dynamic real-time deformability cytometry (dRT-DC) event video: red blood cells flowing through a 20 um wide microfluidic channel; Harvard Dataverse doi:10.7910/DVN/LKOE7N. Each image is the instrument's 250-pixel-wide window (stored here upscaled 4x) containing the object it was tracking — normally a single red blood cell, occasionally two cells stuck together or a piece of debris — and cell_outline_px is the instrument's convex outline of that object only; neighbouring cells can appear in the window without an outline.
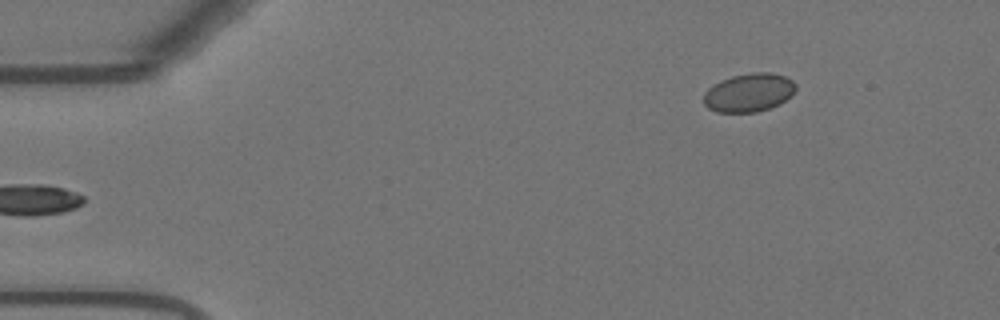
{"species": "Egyptian fruit bat (a non-hibernating species)", "species_latin": "Rousettus aegyptiacus", "temperature_condition": "warm", "stored_images_in_passage": 49, "camera_frame_rate_fps": 3000, "um_per_image_px": 0.085, "animal": {"sex": "female"}, "frame": {"image": 1, "passage_image": 1, "time_ms": 0.0, "image_size_px": [1000, 320], "cell_outline_px": [[796, 88], [780, 104], [756, 112], [716, 112], [708, 108], [704, 104], [704, 92], [708, 88], [720, 80], [732, 76], [752, 72], [772, 72], [784, 76], [792, 80], [796, 84]], "centroid_in_image_um": [63.63, 7.86], "position_along_channel_um": 21.4, "area_um2": 20.58}}
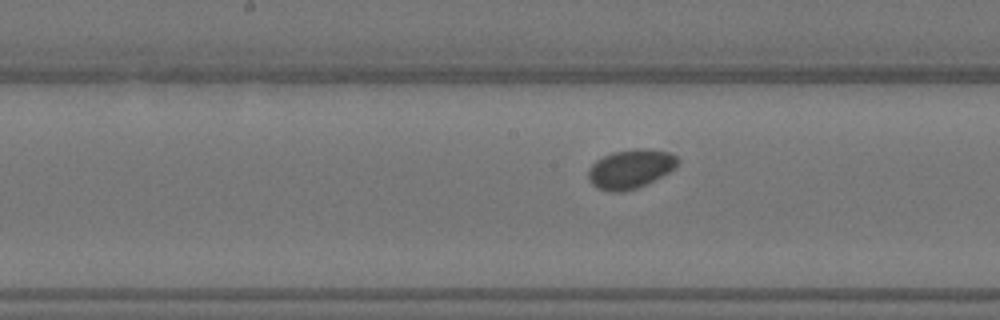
{"frame": {"image": 2, "passage_image": 22, "time_ms": 7.0, "image_size_px": [1000, 320], "cell_outline_px": [[680, 160], [676, 168], [648, 184], [636, 188], [620, 192], [612, 192], [596, 188], [588, 180], [588, 168], [596, 160], [612, 152], [632, 148], [652, 148], [668, 152], [676, 156]], "centroid_in_image_um": [53.6, 14.34], "position_along_channel_um": 194.6, "area_um2": 20.75}}
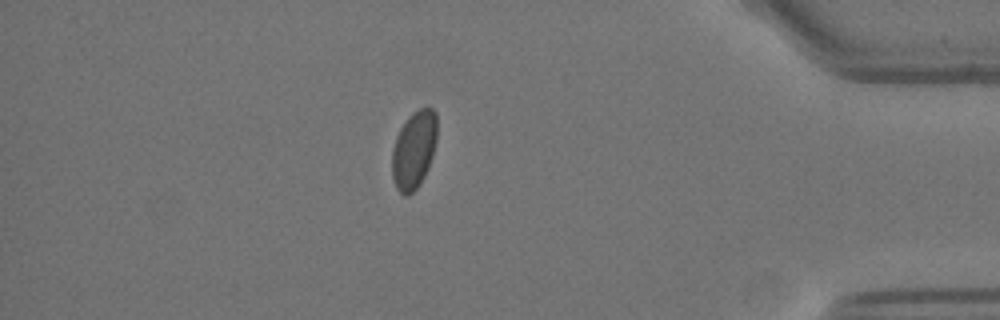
{"frame": {"image": 3, "passage_image": 42, "time_ms": 13.667, "image_size_px": [1000, 320], "cell_outline_px": [[436, 140], [432, 156], [428, 168], [420, 184], [408, 196], [404, 196], [396, 188], [392, 176], [392, 148], [396, 136], [400, 128], [408, 116], [412, 112], [420, 108], [432, 108], [436, 112]], "centroid_in_image_um": [35.16, 12.73], "position_along_channel_um": 400.0, "area_um2": 20.46}}